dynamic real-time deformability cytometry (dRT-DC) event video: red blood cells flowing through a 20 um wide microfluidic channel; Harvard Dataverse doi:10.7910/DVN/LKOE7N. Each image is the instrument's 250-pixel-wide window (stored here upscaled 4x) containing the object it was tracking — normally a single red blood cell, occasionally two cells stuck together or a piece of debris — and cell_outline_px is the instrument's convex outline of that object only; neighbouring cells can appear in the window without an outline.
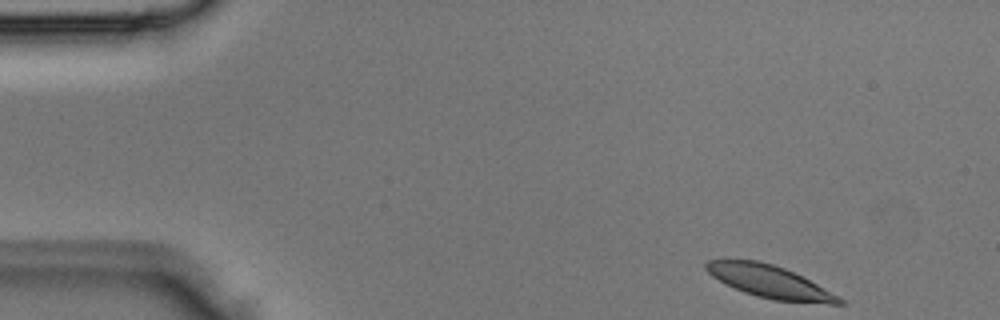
{"species": "Egyptian fruit bat (a non-hibernating species)", "species_latin": "Rousettus aegyptiacus", "temperature_condition": "room temperature", "stored_images_in_passage": 3, "camera_frame_rate_fps": 3000, "um_per_image_px": 0.085, "animal": {"sex": "male"}, "frame": {"image": 1, "passage_image": 1, "time_ms": 0.0, "image_size_px": [1000, 320], "cell_outline_px": [[844, 304], [828, 304], [772, 300], [756, 296], [744, 292], [712, 276], [704, 268], [704, 264], [708, 260], [756, 260], [772, 264], [784, 268], [840, 296], [844, 300]], "centroid_in_image_um": [65.44, 23.95], "position_along_channel_um": 19.6, "area_um2": 24.85}}